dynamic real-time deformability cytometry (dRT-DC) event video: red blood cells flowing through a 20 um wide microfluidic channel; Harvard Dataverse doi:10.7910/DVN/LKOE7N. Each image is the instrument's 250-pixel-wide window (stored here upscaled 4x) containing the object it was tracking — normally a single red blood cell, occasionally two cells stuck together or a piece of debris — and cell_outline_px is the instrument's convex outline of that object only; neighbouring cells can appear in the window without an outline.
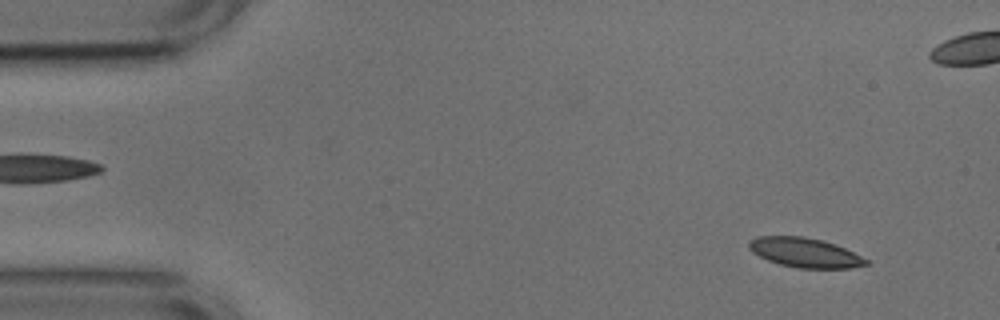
{"species": "common noctule bat (a hibernating species)", "species_latin": "Nyctalus noctula", "temperature_condition": "cold", "stored_images_in_passage": 53, "camera_frame_rate_fps": 3000, "um_per_image_px": 0.085, "animal": {"sex": "male", "body_mass_g": 17.9, "forearm_length_mm": 54.2}, "frame": {"image": 1, "passage_image": 4, "time_ms": 1.0, "image_size_px": [1000, 320], "cell_outline_px": [[868, 264], [852, 268], [796, 268], [780, 264], [768, 260], [752, 252], [748, 248], [748, 240], [756, 236], [804, 236], [836, 244], [868, 260]], "centroid_in_image_um": [68.37, 21.46], "position_along_channel_um": 16.6, "area_um2": 20.11}}
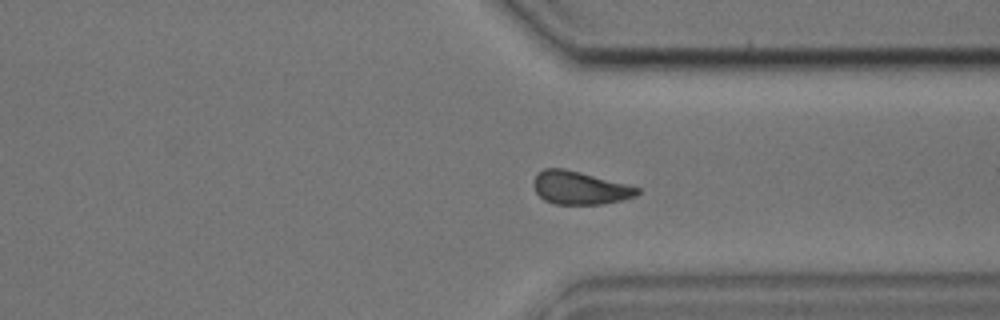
{"frame": {"image": 2, "passage_image": 39, "time_ms": 12.667, "image_size_px": [1000, 320], "cell_outline_px": [[640, 192], [636, 196], [620, 200], [600, 204], [556, 204], [544, 200], [536, 192], [532, 184], [532, 180], [544, 168], [564, 168], [628, 184], [640, 188]], "centroid_in_image_um": [49.27, 15.96], "position_along_channel_um": 362.1, "area_um2": 19.94}}
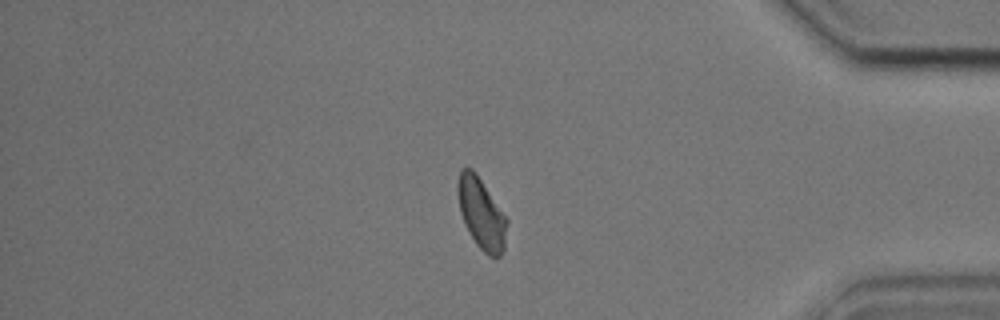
{"frame": {"image": 3, "passage_image": 44, "time_ms": 14.333, "image_size_px": [1000, 320], "cell_outline_px": [[508, 224], [504, 248], [500, 256], [496, 260], [488, 256], [476, 244], [468, 232], [460, 212], [456, 188], [460, 168], [472, 168], [476, 172], [508, 220]], "centroid_in_image_um": [40.91, 18.17], "position_along_channel_um": 394.3, "area_um2": 20.58}, "authors_computed_cell_mechanics": {"area_um2": 20.5768, "velocity_mm_per_s": 3.7422, "shape_relaxation_time_tau1_ms": 5.3389, "shape_relaxation_time_tau2_ms": 4.0449, "deformation_change_tau1": 0.1044, "deformation_change_tau2": 0.0893}}